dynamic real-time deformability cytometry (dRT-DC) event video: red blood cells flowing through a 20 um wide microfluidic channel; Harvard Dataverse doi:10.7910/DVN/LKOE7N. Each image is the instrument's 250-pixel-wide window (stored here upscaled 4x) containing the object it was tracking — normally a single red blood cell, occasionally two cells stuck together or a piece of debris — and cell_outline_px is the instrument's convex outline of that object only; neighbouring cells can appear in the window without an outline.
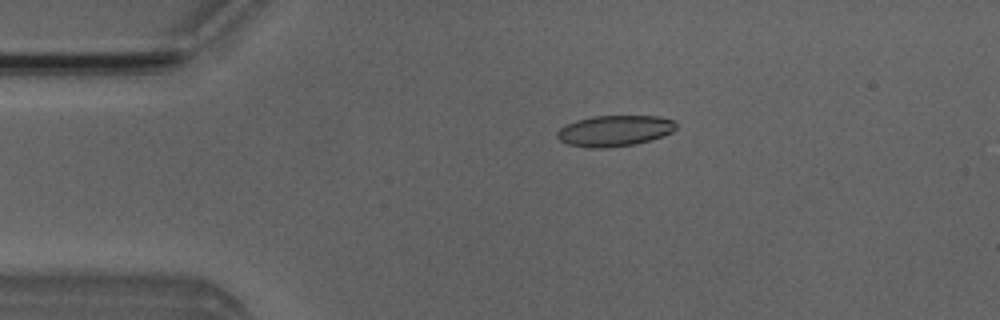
{"species": "Egyptian fruit bat (a non-hibernating species)", "species_latin": "Rousettus aegyptiacus", "temperature_condition": "room temperature", "stored_images_in_passage": 5, "camera_frame_rate_fps": 3000, "um_per_image_px": 0.085, "animal": {"sex": "male"}, "frame": {"image": 1, "passage_image": 3, "time_ms": 2.333, "image_size_px": [1000, 320], "cell_outline_px": [[676, 128], [672, 132], [664, 136], [636, 144], [604, 148], [592, 148], [568, 144], [560, 140], [556, 136], [556, 132], [560, 128], [576, 120], [592, 116], [660, 116], [676, 120]], "centroid_in_image_um": [52.27, 11.11], "position_along_channel_um": 32.7, "area_um2": 21.56}}